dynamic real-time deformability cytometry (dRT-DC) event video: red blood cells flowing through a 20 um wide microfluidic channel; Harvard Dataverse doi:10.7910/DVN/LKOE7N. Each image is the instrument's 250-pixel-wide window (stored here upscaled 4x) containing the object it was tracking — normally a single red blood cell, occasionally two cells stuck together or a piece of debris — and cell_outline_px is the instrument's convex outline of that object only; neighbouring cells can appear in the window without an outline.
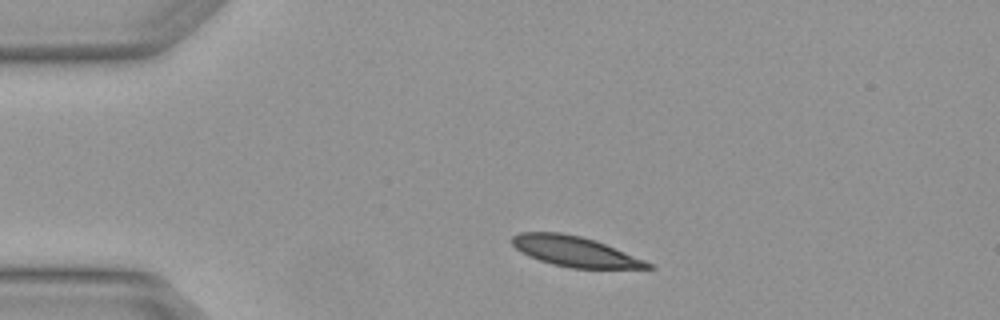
{"species": "Egyptian fruit bat (a non-hibernating species)", "species_latin": "Rousettus aegyptiacus", "temperature_condition": "warm", "stored_images_in_passage": 3, "segment_of_instrument_passage": [1, 2], "camera_frame_rate_fps": 3000, "um_per_image_px": 0.085, "animal": {"sex": "female"}, "frame": {"image": 1, "passage_image": 1, "time_ms": 0.0, "image_size_px": [1000, 320], "cell_outline_px": [[656, 268], [572, 268], [552, 264], [528, 256], [520, 252], [512, 244], [512, 236], [520, 232], [560, 232], [580, 236], [596, 240], [644, 260], [652, 264]], "centroid_in_image_um": [48.83, 21.36], "position_along_channel_um": 36.2, "area_um2": 23.76}}